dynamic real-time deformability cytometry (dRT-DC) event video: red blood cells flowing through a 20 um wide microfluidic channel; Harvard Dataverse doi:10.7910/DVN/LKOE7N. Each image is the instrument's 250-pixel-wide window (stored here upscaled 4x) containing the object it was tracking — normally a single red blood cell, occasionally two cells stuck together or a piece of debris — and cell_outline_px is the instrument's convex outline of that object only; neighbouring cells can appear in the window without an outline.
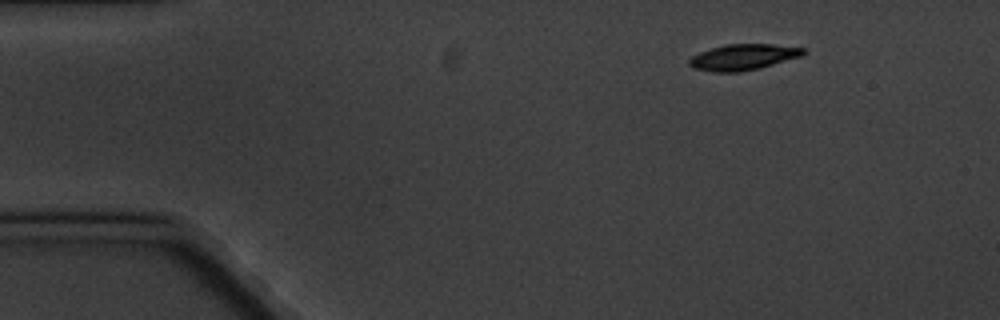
{"species": "common noctule bat (a hibernating species)", "species_latin": "Nyctalus noctula", "temperature_condition": "cold", "stored_images_in_passage": 7, "camera_frame_rate_fps": 3000, "um_per_image_px": 0.085, "animal": {"sex": "male", "body_mass_g": 20.1, "forearm_length_mm": 53.5}, "frame": {"image": 1, "passage_image": 1, "time_ms": 0.0, "image_size_px": [1000, 320], "cell_outline_px": [[804, 52], [800, 56], [760, 68], [740, 72], [712, 72], [692, 68], [688, 64], [688, 60], [692, 56], [700, 52], [724, 44], [772, 44], [804, 48]], "centroid_in_image_um": [63.11, 4.86], "position_along_channel_um": 21.9, "area_um2": 17.17}}
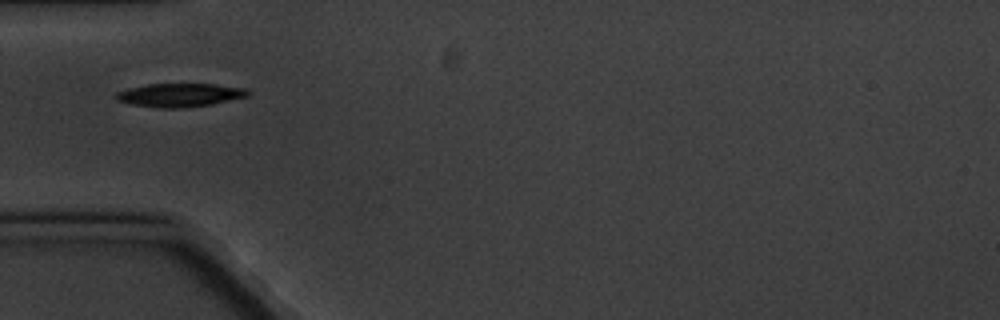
{"frame": {"image": 2, "passage_image": 4, "time_ms": 3.667, "image_size_px": [1000, 320], "cell_outline_px": [[252, 92], [248, 96], [212, 104], [180, 108], [160, 108], [132, 104], [116, 100], [116, 92], [128, 88], [148, 84], [216, 84], [248, 88]], "centroid_in_image_um": [15.33, 8.07], "position_along_channel_um": 69.7, "area_um2": 18.09}}